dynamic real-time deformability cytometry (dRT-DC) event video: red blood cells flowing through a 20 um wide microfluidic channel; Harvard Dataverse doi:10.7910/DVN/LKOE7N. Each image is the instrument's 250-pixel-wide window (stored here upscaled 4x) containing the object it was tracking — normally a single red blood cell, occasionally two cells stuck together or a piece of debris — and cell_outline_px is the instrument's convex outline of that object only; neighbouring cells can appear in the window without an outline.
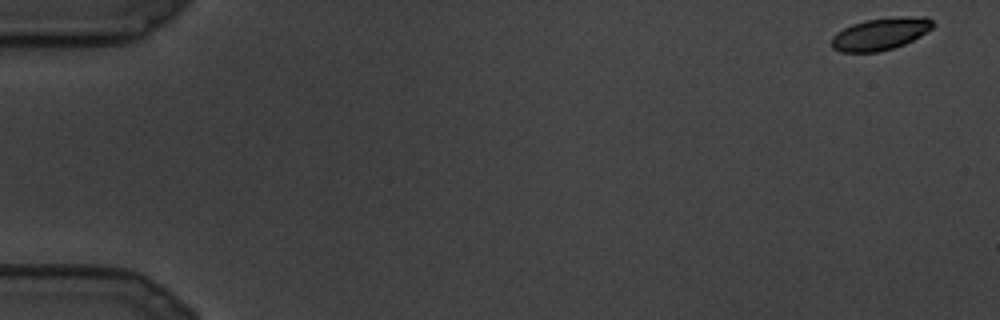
{"species": "common noctule bat (a hibernating species)", "species_latin": "Nyctalus noctula", "temperature_condition": "cold", "stored_images_in_passage": 8, "camera_frame_rate_fps": 3000, "um_per_image_px": 0.085, "animal": {"sex": "male", "body_mass_g": 19.5, "forearm_length_mm": 54.6}, "frame": {"image": 1, "passage_image": 1, "time_ms": 0.0, "image_size_px": [1000, 320], "cell_outline_px": [[936, 24], [932, 28], [920, 36], [904, 44], [892, 48], [876, 52], [840, 52], [832, 48], [832, 36], [836, 32], [852, 24], [864, 20], [900, 16], [928, 16]], "centroid_in_image_um": [74.85, 2.86], "position_along_channel_um": 10.1, "area_um2": 19.13}}